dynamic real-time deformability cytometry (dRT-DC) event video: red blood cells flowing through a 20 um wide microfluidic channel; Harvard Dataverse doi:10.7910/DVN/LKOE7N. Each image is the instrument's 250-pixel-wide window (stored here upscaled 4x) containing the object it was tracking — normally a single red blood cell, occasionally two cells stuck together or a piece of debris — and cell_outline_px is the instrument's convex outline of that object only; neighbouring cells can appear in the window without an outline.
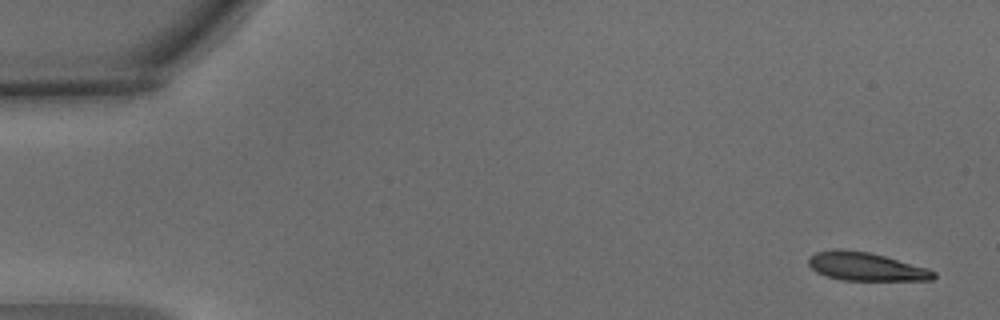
{"species": "common noctule bat (a hibernating species)", "species_latin": "Nyctalus noctula", "temperature_condition": "warm", "stored_images_in_passage": 8, "camera_frame_rate_fps": 3000, "um_per_image_px": 0.085, "animal": {"sex": "male", "body_mass_g": 15.6}, "frame": {"image": 1, "passage_image": 1, "time_ms": 0.0, "image_size_px": [1000, 320], "cell_outline_px": [[936, 276], [932, 280], [840, 280], [816, 272], [808, 264], [808, 256], [816, 252], [836, 248], [868, 252], [884, 256], [928, 268], [936, 272]], "centroid_in_image_um": [73.58, 22.65], "position_along_channel_um": 11.4, "area_um2": 20.63}}
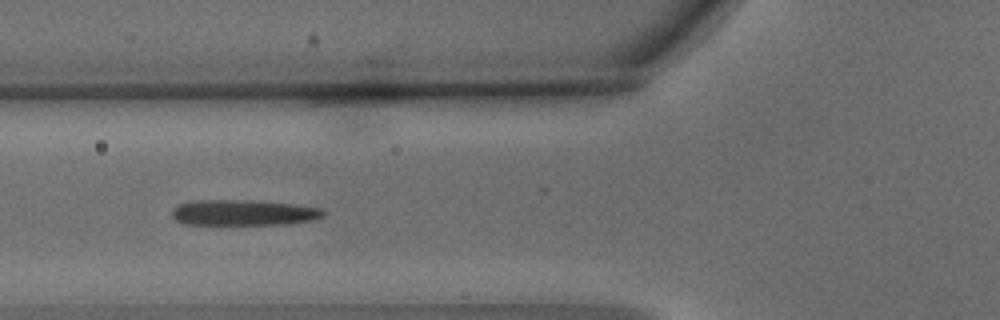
{"frame": {"image": 2, "passage_image": 6, "time_ms": 1.667, "image_size_px": [1000, 320], "cell_outline_px": [[324, 216], [312, 220], [284, 224], [184, 224], [176, 220], [172, 216], [172, 208], [176, 204], [196, 200], [252, 200], [296, 204], [320, 208], [324, 212]], "centroid_in_image_um": [20.66, 18.06], "position_along_channel_um": 105.1, "area_um2": 22.72}}
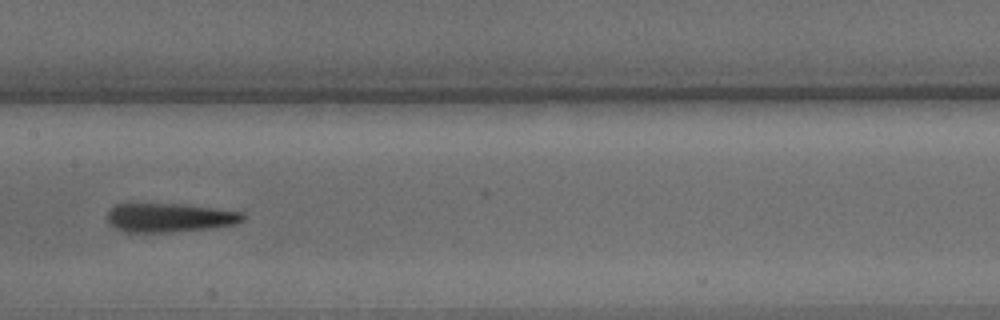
{"frame": {"image": 3, "passage_image": 8, "time_ms": 2.333, "image_size_px": [1000, 320], "cell_outline_px": [[244, 220], [236, 224], [212, 228], [160, 232], [124, 232], [116, 228], [108, 220], [108, 212], [116, 204], [180, 204], [216, 208], [244, 212]], "centroid_in_image_um": [14.46, 18.49], "position_along_channel_um": 192.9, "area_um2": 22.6}}